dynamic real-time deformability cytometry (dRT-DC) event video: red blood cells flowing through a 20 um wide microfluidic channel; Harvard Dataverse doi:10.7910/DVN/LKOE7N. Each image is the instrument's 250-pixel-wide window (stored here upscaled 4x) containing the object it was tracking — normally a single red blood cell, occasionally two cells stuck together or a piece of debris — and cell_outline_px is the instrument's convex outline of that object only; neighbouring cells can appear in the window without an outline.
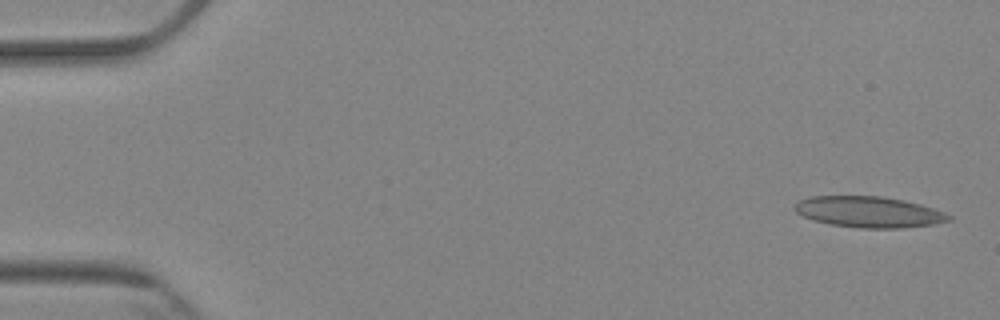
{"species": "Egyptian fruit bat (a non-hibernating species)", "species_latin": "Rousettus aegyptiacus", "temperature_condition": "cold", "stored_images_in_passage": 6, "camera_frame_rate_fps": 3000, "um_per_image_px": 0.085, "animal": {"sex": "female"}, "frame": {"image": 1, "passage_image": 1, "time_ms": 0.0, "image_size_px": [1000, 320], "cell_outline_px": [[952, 220], [932, 224], [900, 228], [860, 228], [832, 224], [812, 220], [796, 212], [792, 208], [800, 200], [808, 196], [880, 196], [904, 200], [920, 204], [944, 212], [952, 216]], "centroid_in_image_um": [73.84, 18.01], "position_along_channel_um": 11.2, "area_um2": 27.74}}
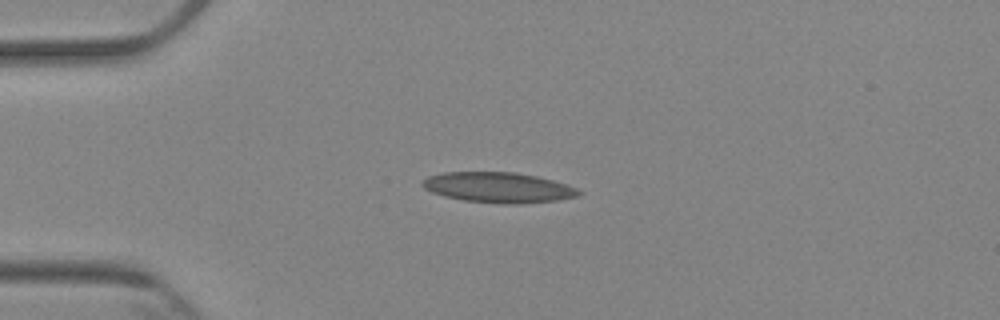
{"frame": {"image": 2, "passage_image": 4, "time_ms": 3.667, "image_size_px": [1000, 320], "cell_outline_px": [[584, 192], [580, 196], [560, 200], [520, 204], [500, 204], [464, 200], [444, 196], [432, 192], [424, 188], [420, 184], [428, 176], [444, 172], [516, 172], [536, 176], [568, 184]], "centroid_in_image_um": [42.41, 15.94], "position_along_channel_um": 42.6, "area_um2": 27.92}}
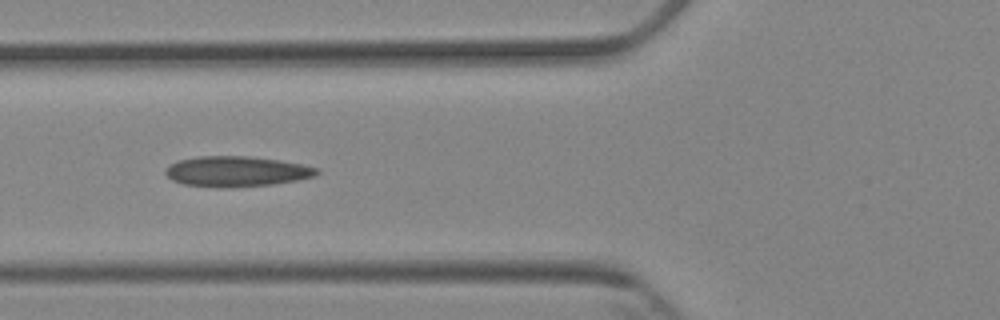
{"frame": {"image": 3, "passage_image": 6, "time_ms": 6.0, "image_size_px": [1000, 320], "cell_outline_px": [[320, 172], [316, 176], [296, 180], [272, 184], [232, 188], [216, 188], [184, 184], [172, 180], [164, 172], [172, 164], [180, 160], [196, 156], [248, 156], [280, 160], [320, 168]], "centroid_in_image_um": [20.13, 14.58], "position_along_channel_um": 105.7, "area_um2": 26.88}}